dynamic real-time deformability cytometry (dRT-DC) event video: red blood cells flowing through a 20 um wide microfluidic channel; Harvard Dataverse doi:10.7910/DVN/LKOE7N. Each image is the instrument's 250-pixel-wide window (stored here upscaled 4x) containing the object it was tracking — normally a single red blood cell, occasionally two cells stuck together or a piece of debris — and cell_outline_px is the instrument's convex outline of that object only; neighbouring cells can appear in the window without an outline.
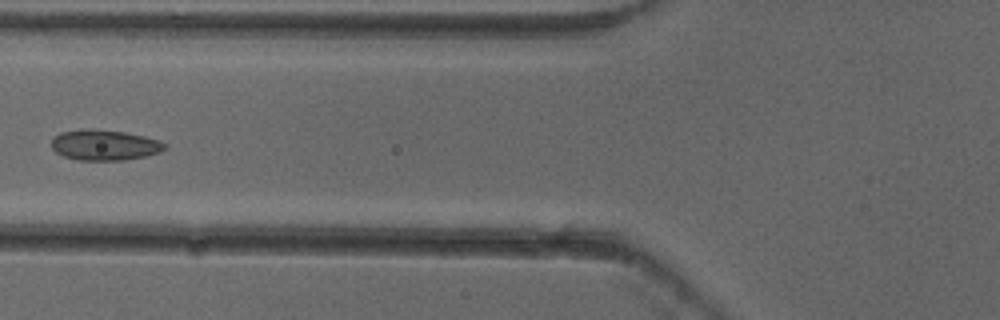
{"species": "common noctule bat (a hibernating species)", "species_latin": "Nyctalus noctula", "temperature_condition": "cold", "stored_images_in_passage": 7, "camera_frame_rate_fps": 3000, "um_per_image_px": 0.085, "animal": {"sex": "female"}, "frame": {"image": 1, "passage_image": 7, "time_ms": 2.0, "image_size_px": [1000, 320], "cell_outline_px": [[168, 148], [160, 152], [144, 156], [124, 160], [80, 160], [64, 156], [56, 152], [52, 148], [52, 140], [60, 132], [124, 132], [144, 136], [160, 140], [168, 144]], "centroid_in_image_um": [8.99, 12.38], "position_along_channel_um": 116.8, "area_um2": 19.25}}